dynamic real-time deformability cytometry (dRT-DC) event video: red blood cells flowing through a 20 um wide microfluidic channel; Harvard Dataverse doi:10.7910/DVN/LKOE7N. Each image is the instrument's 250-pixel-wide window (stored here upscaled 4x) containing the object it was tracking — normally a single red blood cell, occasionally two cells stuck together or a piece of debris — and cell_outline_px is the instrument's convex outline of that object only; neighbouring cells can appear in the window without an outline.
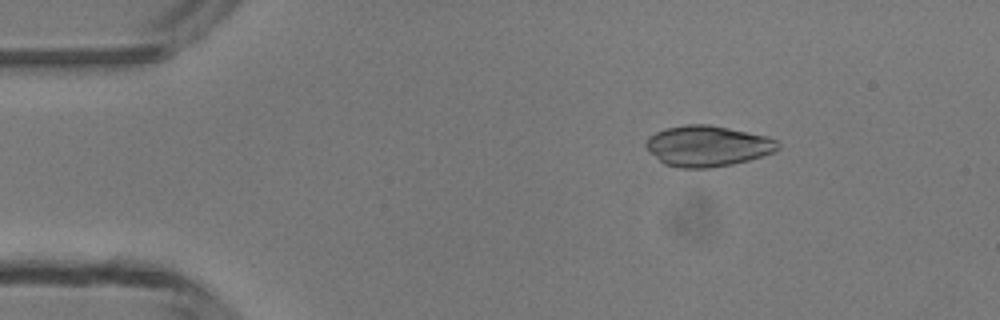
{"species": "common noctule bat (a hibernating species)", "species_latin": "Nyctalus noctula", "temperature_condition": "room temperature", "stored_images_in_passage": 4, "camera_frame_rate_fps": 3000, "um_per_image_px": 0.085, "animal": {"sex": "male", "body_mass_g": 13.3}, "frame": {"image": 1, "passage_image": 1, "time_ms": 0.0, "image_size_px": [1000, 320], "cell_outline_px": [[780, 148], [772, 152], [748, 160], [732, 164], [708, 168], [680, 168], [664, 164], [644, 144], [648, 136], [656, 132], [668, 128], [684, 124], [708, 124], [768, 136], [776, 140], [780, 144]], "centroid_in_image_um": [60.14, 12.4], "position_along_channel_um": 24.9, "area_um2": 31.1}}
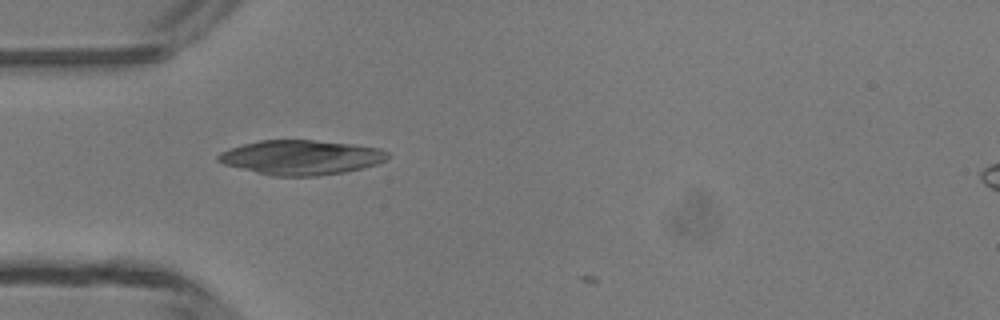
{"frame": {"image": 2, "passage_image": 3, "time_ms": 2.333, "image_size_px": [1000, 320], "cell_outline_px": [[388, 156], [384, 160], [376, 164], [364, 168], [344, 172], [316, 176], [272, 176], [224, 164], [216, 160], [216, 156], [220, 152], [244, 144], [260, 140], [312, 140], [352, 144], [376, 148], [388, 152]], "centroid_in_image_um": [25.57, 13.38], "position_along_channel_um": 59.4, "area_um2": 33.87}}